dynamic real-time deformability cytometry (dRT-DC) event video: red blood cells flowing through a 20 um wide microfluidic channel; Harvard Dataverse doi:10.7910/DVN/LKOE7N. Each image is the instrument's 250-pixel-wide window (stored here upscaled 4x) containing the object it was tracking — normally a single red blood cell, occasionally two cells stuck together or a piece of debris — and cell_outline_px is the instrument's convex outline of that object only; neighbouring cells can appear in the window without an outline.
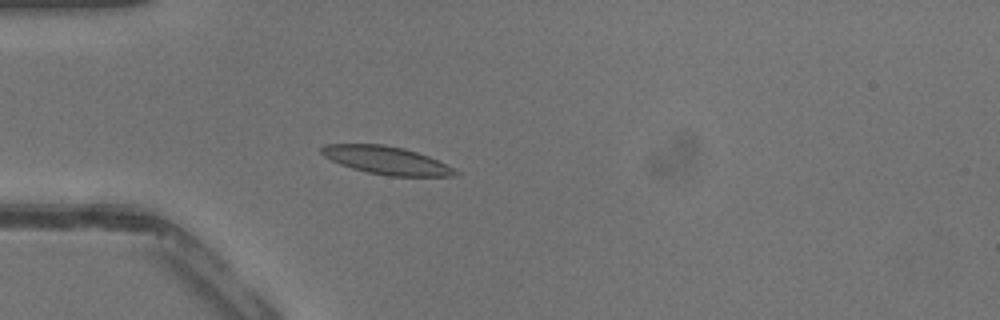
{"species": "common noctule bat (a hibernating species)", "species_latin": "Nyctalus noctula", "temperature_condition": "warm", "stored_images_in_passage": 34, "camera_frame_rate_fps": 3000, "um_per_image_px": 0.085, "animal": {"sex": "male", "body_mass_g": 13.3}, "frame": {"image": 1, "passage_image": 13, "time_ms": 4.0, "image_size_px": [1000, 320], "cell_outline_px": [[460, 172], [456, 176], [388, 176], [368, 172], [352, 168], [340, 164], [324, 156], [320, 152], [320, 148], [324, 144], [384, 144], [404, 148], [428, 156], [456, 168]], "centroid_in_image_um": [32.87, 13.63], "position_along_channel_um": 52.1, "area_um2": 21.85}}
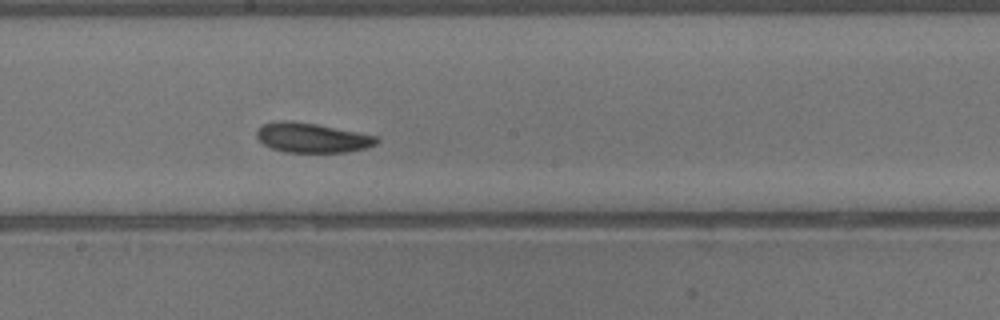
{"frame": {"image": 2, "passage_image": 24, "time_ms": 7.667, "image_size_px": [1000, 320], "cell_outline_px": [[380, 140], [376, 144], [368, 148], [344, 152], [284, 152], [272, 148], [264, 144], [256, 136], [256, 132], [260, 124], [280, 120], [292, 120], [316, 124], [380, 136]], "centroid_in_image_um": [26.54, 11.7], "position_along_channel_um": 221.7, "area_um2": 20.98}}
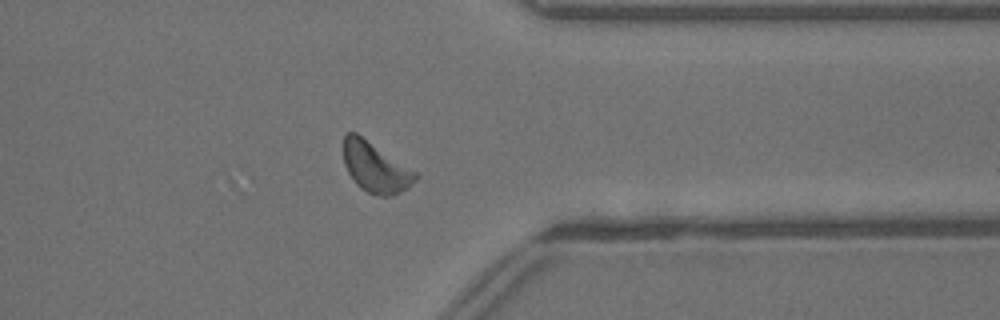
{"frame": {"image": 3, "passage_image": 34, "time_ms": 11.0, "image_size_px": [1000, 320], "cell_outline_px": [[420, 176], [408, 188], [392, 196], [376, 196], [360, 188], [356, 184], [348, 172], [344, 164], [344, 136], [348, 132], [356, 132], [416, 172]], "centroid_in_image_um": [31.91, 14.24], "position_along_channel_um": 379.5, "area_um2": 20.92}}